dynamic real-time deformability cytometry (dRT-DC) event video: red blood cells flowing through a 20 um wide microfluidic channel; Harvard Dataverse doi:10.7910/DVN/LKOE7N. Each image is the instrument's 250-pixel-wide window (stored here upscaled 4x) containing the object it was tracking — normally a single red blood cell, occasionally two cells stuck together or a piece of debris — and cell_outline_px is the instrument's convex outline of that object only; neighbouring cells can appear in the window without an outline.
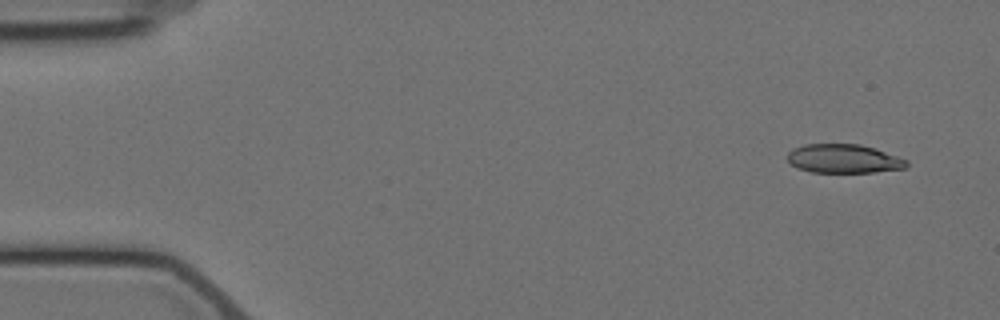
{"species": "Egyptian fruit bat (a non-hibernating species)", "species_latin": "Rousettus aegyptiacus", "temperature_condition": "cold", "stored_images_in_passage": 7, "camera_frame_rate_fps": 3000, "um_per_image_px": 0.085, "animal": {"sex": "female"}, "frame": {"image": 1, "passage_image": 1, "time_ms": 0.0, "image_size_px": [1000, 320], "cell_outline_px": [[908, 168], [876, 172], [812, 172], [800, 168], [792, 164], [788, 160], [788, 152], [792, 148], [804, 144], [860, 144], [908, 160]], "centroid_in_image_um": [71.72, 13.49], "position_along_channel_um": 13.3, "area_um2": 19.88}}
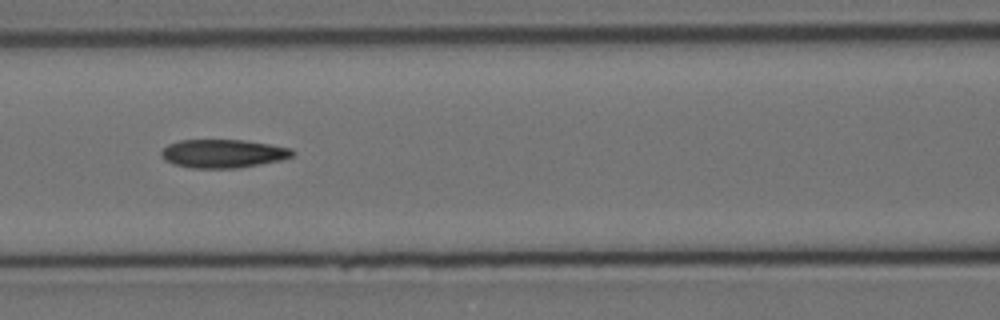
{"frame": {"image": 2, "passage_image": 4, "time_ms": 7.0, "image_size_px": [1000, 320], "cell_outline_px": [[296, 152], [292, 156], [280, 160], [236, 168], [192, 168], [172, 164], [164, 160], [160, 156], [160, 152], [168, 144], [180, 140], [244, 140], [292, 148]], "centroid_in_image_um": [18.92, 13.05], "position_along_channel_um": 147.7, "area_um2": 21.73}}
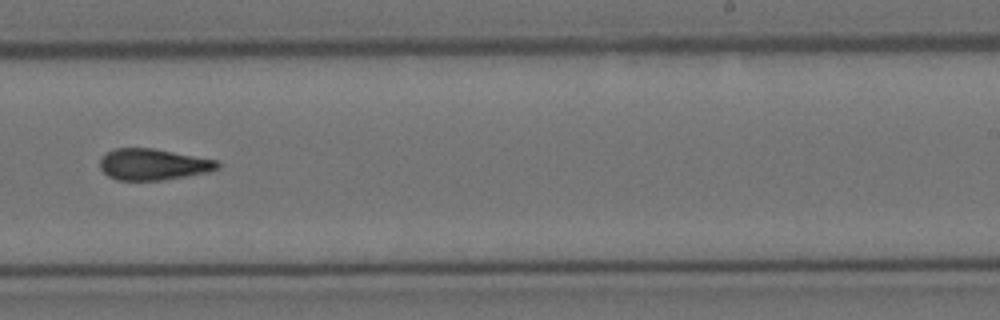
{"frame": {"image": 3, "passage_image": 7, "time_ms": 10.667, "image_size_px": [1000, 320], "cell_outline_px": [[220, 168], [208, 172], [160, 180], [116, 180], [108, 176], [100, 168], [100, 156], [116, 148], [152, 148], [216, 160], [220, 164]], "centroid_in_image_um": [12.98, 13.97], "position_along_channel_um": 276.0, "area_um2": 21.27}}